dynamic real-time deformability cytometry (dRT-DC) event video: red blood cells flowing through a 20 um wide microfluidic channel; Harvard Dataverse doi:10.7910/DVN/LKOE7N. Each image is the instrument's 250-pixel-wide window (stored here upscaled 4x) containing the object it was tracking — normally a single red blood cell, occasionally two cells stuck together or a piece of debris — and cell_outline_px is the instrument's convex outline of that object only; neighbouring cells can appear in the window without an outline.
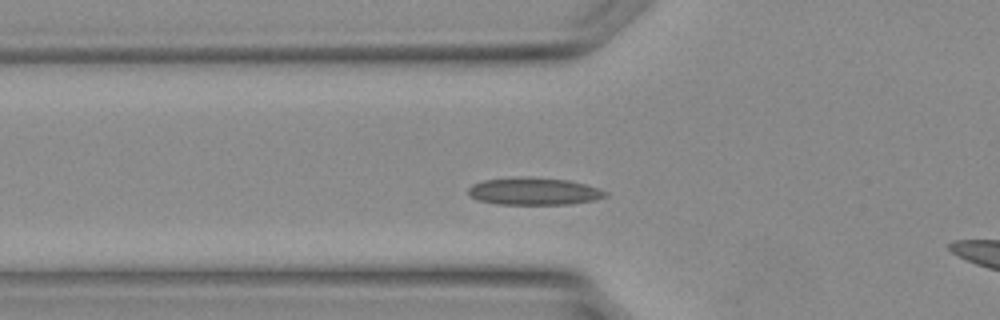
{"species": "Egyptian fruit bat (a non-hibernating species)", "species_latin": "Rousettus aegyptiacus", "temperature_condition": "warm", "stored_images_in_passage": 20, "camera_frame_rate_fps": 3000, "um_per_image_px": 0.085, "animal": {"sex": "female"}, "frame": {"image": 1, "passage_image": 4, "time_ms": 1.0, "image_size_px": [1000, 320], "cell_outline_px": [[608, 196], [592, 200], [568, 204], [496, 204], [480, 200], [472, 196], [468, 192], [468, 188], [472, 184], [484, 180], [512, 176], [532, 176], [568, 180], [584, 184], [608, 192]], "centroid_in_image_um": [45.36, 16.24], "position_along_channel_um": 80.4, "area_um2": 21.91}}
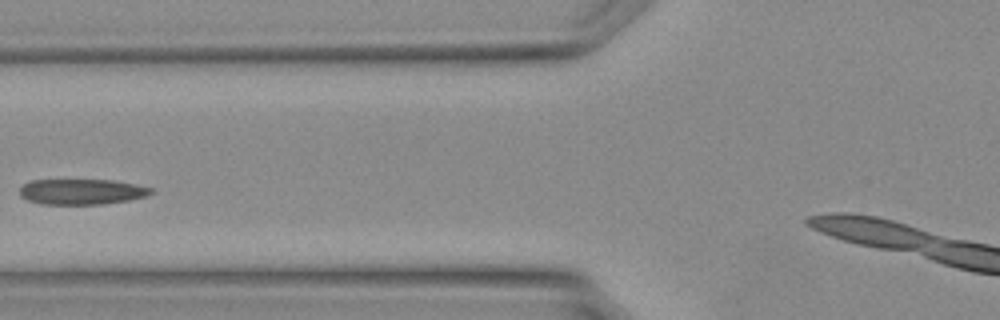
{"frame": {"image": 2, "passage_image": 6, "time_ms": 1.667, "image_size_px": [1000, 320], "cell_outline_px": [[152, 192], [148, 196], [128, 200], [100, 204], [40, 204], [28, 200], [20, 196], [20, 188], [24, 184], [32, 180], [112, 180], [136, 184], [152, 188]], "centroid_in_image_um": [6.94, 16.29], "position_along_channel_um": 118.9, "area_um2": 19.48}}